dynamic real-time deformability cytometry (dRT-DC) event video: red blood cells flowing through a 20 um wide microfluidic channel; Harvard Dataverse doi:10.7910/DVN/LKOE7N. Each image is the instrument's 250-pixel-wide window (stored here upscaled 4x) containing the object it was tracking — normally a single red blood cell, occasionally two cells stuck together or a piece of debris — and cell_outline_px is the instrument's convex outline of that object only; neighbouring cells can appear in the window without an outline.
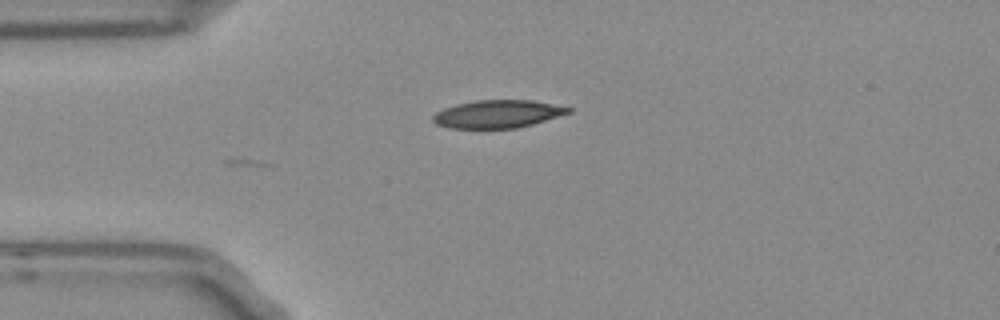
{"species": "Egyptian fruit bat (a non-hibernating species)", "species_latin": "Rousettus aegyptiacus", "temperature_condition": "room temperature", "stored_images_in_passage": 4, "camera_frame_rate_fps": 3000, "um_per_image_px": 0.085, "frame": {"image": 1, "passage_image": 4, "time_ms": 1.0, "image_size_px": [1000, 320], "cell_outline_px": [[572, 112], [532, 124], [516, 128], [452, 128], [436, 124], [432, 120], [432, 116], [436, 112], [444, 108], [456, 104], [476, 100], [532, 100], [572, 108]], "centroid_in_image_um": [42.28, 9.68], "position_along_channel_um": 42.7, "area_um2": 21.85}}